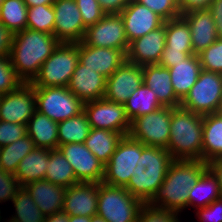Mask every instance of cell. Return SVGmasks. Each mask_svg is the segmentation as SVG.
Here are the masks:
<instances>
[{
	"label": "cell",
	"instance_id": "cell-1",
	"mask_svg": "<svg viewBox=\"0 0 222 222\" xmlns=\"http://www.w3.org/2000/svg\"><path fill=\"white\" fill-rule=\"evenodd\" d=\"M207 169L208 164L202 160H173L148 204L181 214L188 209L190 189Z\"/></svg>",
	"mask_w": 222,
	"mask_h": 222
},
{
	"label": "cell",
	"instance_id": "cell-2",
	"mask_svg": "<svg viewBox=\"0 0 222 222\" xmlns=\"http://www.w3.org/2000/svg\"><path fill=\"white\" fill-rule=\"evenodd\" d=\"M61 42L48 33L24 29L13 34L10 60L17 75L30 83Z\"/></svg>",
	"mask_w": 222,
	"mask_h": 222
},
{
	"label": "cell",
	"instance_id": "cell-3",
	"mask_svg": "<svg viewBox=\"0 0 222 222\" xmlns=\"http://www.w3.org/2000/svg\"><path fill=\"white\" fill-rule=\"evenodd\" d=\"M203 115L173 107L166 148L173 160H202Z\"/></svg>",
	"mask_w": 222,
	"mask_h": 222
},
{
	"label": "cell",
	"instance_id": "cell-4",
	"mask_svg": "<svg viewBox=\"0 0 222 222\" xmlns=\"http://www.w3.org/2000/svg\"><path fill=\"white\" fill-rule=\"evenodd\" d=\"M172 161L166 148L146 146L125 188L135 198L148 203L163 183Z\"/></svg>",
	"mask_w": 222,
	"mask_h": 222
},
{
	"label": "cell",
	"instance_id": "cell-5",
	"mask_svg": "<svg viewBox=\"0 0 222 222\" xmlns=\"http://www.w3.org/2000/svg\"><path fill=\"white\" fill-rule=\"evenodd\" d=\"M78 63V42H61L30 84L33 87H67Z\"/></svg>",
	"mask_w": 222,
	"mask_h": 222
},
{
	"label": "cell",
	"instance_id": "cell-6",
	"mask_svg": "<svg viewBox=\"0 0 222 222\" xmlns=\"http://www.w3.org/2000/svg\"><path fill=\"white\" fill-rule=\"evenodd\" d=\"M143 204L125 187L98 183L96 215L107 222H136Z\"/></svg>",
	"mask_w": 222,
	"mask_h": 222
},
{
	"label": "cell",
	"instance_id": "cell-7",
	"mask_svg": "<svg viewBox=\"0 0 222 222\" xmlns=\"http://www.w3.org/2000/svg\"><path fill=\"white\" fill-rule=\"evenodd\" d=\"M222 101V74L201 70L181 107L199 115L218 113Z\"/></svg>",
	"mask_w": 222,
	"mask_h": 222
},
{
	"label": "cell",
	"instance_id": "cell-8",
	"mask_svg": "<svg viewBox=\"0 0 222 222\" xmlns=\"http://www.w3.org/2000/svg\"><path fill=\"white\" fill-rule=\"evenodd\" d=\"M145 147L143 143L130 135L123 136L116 151L104 166L102 182L112 186L126 187Z\"/></svg>",
	"mask_w": 222,
	"mask_h": 222
},
{
	"label": "cell",
	"instance_id": "cell-9",
	"mask_svg": "<svg viewBox=\"0 0 222 222\" xmlns=\"http://www.w3.org/2000/svg\"><path fill=\"white\" fill-rule=\"evenodd\" d=\"M36 111L56 123L83 112L84 103L68 87H35Z\"/></svg>",
	"mask_w": 222,
	"mask_h": 222
},
{
	"label": "cell",
	"instance_id": "cell-10",
	"mask_svg": "<svg viewBox=\"0 0 222 222\" xmlns=\"http://www.w3.org/2000/svg\"><path fill=\"white\" fill-rule=\"evenodd\" d=\"M172 107H162L136 118L129 135L145 146L167 148L170 139Z\"/></svg>",
	"mask_w": 222,
	"mask_h": 222
},
{
	"label": "cell",
	"instance_id": "cell-11",
	"mask_svg": "<svg viewBox=\"0 0 222 222\" xmlns=\"http://www.w3.org/2000/svg\"><path fill=\"white\" fill-rule=\"evenodd\" d=\"M83 112L91 128L107 129L123 135L130 133L131 121L127 117L124 104L102 98L84 103Z\"/></svg>",
	"mask_w": 222,
	"mask_h": 222
},
{
	"label": "cell",
	"instance_id": "cell-12",
	"mask_svg": "<svg viewBox=\"0 0 222 222\" xmlns=\"http://www.w3.org/2000/svg\"><path fill=\"white\" fill-rule=\"evenodd\" d=\"M83 42L94 47L128 50L129 42L122 16L105 14L96 24L87 27Z\"/></svg>",
	"mask_w": 222,
	"mask_h": 222
},
{
	"label": "cell",
	"instance_id": "cell-13",
	"mask_svg": "<svg viewBox=\"0 0 222 222\" xmlns=\"http://www.w3.org/2000/svg\"><path fill=\"white\" fill-rule=\"evenodd\" d=\"M36 111L35 87L23 83L18 89L0 96V120L27 125Z\"/></svg>",
	"mask_w": 222,
	"mask_h": 222
},
{
	"label": "cell",
	"instance_id": "cell-14",
	"mask_svg": "<svg viewBox=\"0 0 222 222\" xmlns=\"http://www.w3.org/2000/svg\"><path fill=\"white\" fill-rule=\"evenodd\" d=\"M60 152L72 166L76 180L85 183H100L104 177V166L84 143L60 145Z\"/></svg>",
	"mask_w": 222,
	"mask_h": 222
},
{
	"label": "cell",
	"instance_id": "cell-15",
	"mask_svg": "<svg viewBox=\"0 0 222 222\" xmlns=\"http://www.w3.org/2000/svg\"><path fill=\"white\" fill-rule=\"evenodd\" d=\"M55 14L54 36L60 42L77 43L83 41L87 27L75 0H56L53 3Z\"/></svg>",
	"mask_w": 222,
	"mask_h": 222
},
{
	"label": "cell",
	"instance_id": "cell-16",
	"mask_svg": "<svg viewBox=\"0 0 222 222\" xmlns=\"http://www.w3.org/2000/svg\"><path fill=\"white\" fill-rule=\"evenodd\" d=\"M143 84V66L127 59L106 79L104 98L124 104Z\"/></svg>",
	"mask_w": 222,
	"mask_h": 222
},
{
	"label": "cell",
	"instance_id": "cell-17",
	"mask_svg": "<svg viewBox=\"0 0 222 222\" xmlns=\"http://www.w3.org/2000/svg\"><path fill=\"white\" fill-rule=\"evenodd\" d=\"M128 50L94 47L78 42L79 62L108 78L127 59Z\"/></svg>",
	"mask_w": 222,
	"mask_h": 222
},
{
	"label": "cell",
	"instance_id": "cell-18",
	"mask_svg": "<svg viewBox=\"0 0 222 222\" xmlns=\"http://www.w3.org/2000/svg\"><path fill=\"white\" fill-rule=\"evenodd\" d=\"M165 23L129 43L127 60L136 65L158 64L165 49Z\"/></svg>",
	"mask_w": 222,
	"mask_h": 222
},
{
	"label": "cell",
	"instance_id": "cell-19",
	"mask_svg": "<svg viewBox=\"0 0 222 222\" xmlns=\"http://www.w3.org/2000/svg\"><path fill=\"white\" fill-rule=\"evenodd\" d=\"M120 15L124 21L125 33L129 43L165 23L163 18L135 0H131Z\"/></svg>",
	"mask_w": 222,
	"mask_h": 222
},
{
	"label": "cell",
	"instance_id": "cell-20",
	"mask_svg": "<svg viewBox=\"0 0 222 222\" xmlns=\"http://www.w3.org/2000/svg\"><path fill=\"white\" fill-rule=\"evenodd\" d=\"M98 183L79 182L66 188L63 212L68 216L92 217L97 213Z\"/></svg>",
	"mask_w": 222,
	"mask_h": 222
},
{
	"label": "cell",
	"instance_id": "cell-21",
	"mask_svg": "<svg viewBox=\"0 0 222 222\" xmlns=\"http://www.w3.org/2000/svg\"><path fill=\"white\" fill-rule=\"evenodd\" d=\"M106 79L79 62L67 87L83 103H87L104 98Z\"/></svg>",
	"mask_w": 222,
	"mask_h": 222
},
{
	"label": "cell",
	"instance_id": "cell-22",
	"mask_svg": "<svg viewBox=\"0 0 222 222\" xmlns=\"http://www.w3.org/2000/svg\"><path fill=\"white\" fill-rule=\"evenodd\" d=\"M181 16L189 25L194 55L200 54L218 39L215 22L208 9L189 11Z\"/></svg>",
	"mask_w": 222,
	"mask_h": 222
},
{
	"label": "cell",
	"instance_id": "cell-23",
	"mask_svg": "<svg viewBox=\"0 0 222 222\" xmlns=\"http://www.w3.org/2000/svg\"><path fill=\"white\" fill-rule=\"evenodd\" d=\"M143 83L153 90L163 107L181 106V100L174 93L168 68L159 64L144 65Z\"/></svg>",
	"mask_w": 222,
	"mask_h": 222
},
{
	"label": "cell",
	"instance_id": "cell-24",
	"mask_svg": "<svg viewBox=\"0 0 222 222\" xmlns=\"http://www.w3.org/2000/svg\"><path fill=\"white\" fill-rule=\"evenodd\" d=\"M30 193L35 204L45 215L62 212L66 188L43 179L24 186Z\"/></svg>",
	"mask_w": 222,
	"mask_h": 222
},
{
	"label": "cell",
	"instance_id": "cell-25",
	"mask_svg": "<svg viewBox=\"0 0 222 222\" xmlns=\"http://www.w3.org/2000/svg\"><path fill=\"white\" fill-rule=\"evenodd\" d=\"M175 95L182 101L196 83L202 70L198 55H189L185 60L168 68Z\"/></svg>",
	"mask_w": 222,
	"mask_h": 222
},
{
	"label": "cell",
	"instance_id": "cell-26",
	"mask_svg": "<svg viewBox=\"0 0 222 222\" xmlns=\"http://www.w3.org/2000/svg\"><path fill=\"white\" fill-rule=\"evenodd\" d=\"M49 157L50 149L35 147L21 160L15 172L21 187L45 179Z\"/></svg>",
	"mask_w": 222,
	"mask_h": 222
},
{
	"label": "cell",
	"instance_id": "cell-27",
	"mask_svg": "<svg viewBox=\"0 0 222 222\" xmlns=\"http://www.w3.org/2000/svg\"><path fill=\"white\" fill-rule=\"evenodd\" d=\"M26 130L35 147L58 149V123L48 116L35 111L27 122Z\"/></svg>",
	"mask_w": 222,
	"mask_h": 222
},
{
	"label": "cell",
	"instance_id": "cell-28",
	"mask_svg": "<svg viewBox=\"0 0 222 222\" xmlns=\"http://www.w3.org/2000/svg\"><path fill=\"white\" fill-rule=\"evenodd\" d=\"M219 157H222V115H203L202 161L209 163Z\"/></svg>",
	"mask_w": 222,
	"mask_h": 222
},
{
	"label": "cell",
	"instance_id": "cell-29",
	"mask_svg": "<svg viewBox=\"0 0 222 222\" xmlns=\"http://www.w3.org/2000/svg\"><path fill=\"white\" fill-rule=\"evenodd\" d=\"M123 134L107 129L91 128L84 145L96 156V158L106 165L112 154L116 151L118 143L123 138Z\"/></svg>",
	"mask_w": 222,
	"mask_h": 222
},
{
	"label": "cell",
	"instance_id": "cell-30",
	"mask_svg": "<svg viewBox=\"0 0 222 222\" xmlns=\"http://www.w3.org/2000/svg\"><path fill=\"white\" fill-rule=\"evenodd\" d=\"M222 197L217 177L208 168L189 192L188 208L198 209Z\"/></svg>",
	"mask_w": 222,
	"mask_h": 222
},
{
	"label": "cell",
	"instance_id": "cell-31",
	"mask_svg": "<svg viewBox=\"0 0 222 222\" xmlns=\"http://www.w3.org/2000/svg\"><path fill=\"white\" fill-rule=\"evenodd\" d=\"M162 107L156 94L144 83L124 103L127 117L131 123L136 118L153 113Z\"/></svg>",
	"mask_w": 222,
	"mask_h": 222
},
{
	"label": "cell",
	"instance_id": "cell-32",
	"mask_svg": "<svg viewBox=\"0 0 222 222\" xmlns=\"http://www.w3.org/2000/svg\"><path fill=\"white\" fill-rule=\"evenodd\" d=\"M165 49L193 53L191 32L187 21L182 17L165 21Z\"/></svg>",
	"mask_w": 222,
	"mask_h": 222
},
{
	"label": "cell",
	"instance_id": "cell-33",
	"mask_svg": "<svg viewBox=\"0 0 222 222\" xmlns=\"http://www.w3.org/2000/svg\"><path fill=\"white\" fill-rule=\"evenodd\" d=\"M45 180L65 188L79 183L72 166L59 149L50 150Z\"/></svg>",
	"mask_w": 222,
	"mask_h": 222
},
{
	"label": "cell",
	"instance_id": "cell-34",
	"mask_svg": "<svg viewBox=\"0 0 222 222\" xmlns=\"http://www.w3.org/2000/svg\"><path fill=\"white\" fill-rule=\"evenodd\" d=\"M34 148V142L27 134L11 144L0 147V169L15 174L18 164Z\"/></svg>",
	"mask_w": 222,
	"mask_h": 222
},
{
	"label": "cell",
	"instance_id": "cell-35",
	"mask_svg": "<svg viewBox=\"0 0 222 222\" xmlns=\"http://www.w3.org/2000/svg\"><path fill=\"white\" fill-rule=\"evenodd\" d=\"M90 123L84 112L58 123V143H84L90 132Z\"/></svg>",
	"mask_w": 222,
	"mask_h": 222
},
{
	"label": "cell",
	"instance_id": "cell-36",
	"mask_svg": "<svg viewBox=\"0 0 222 222\" xmlns=\"http://www.w3.org/2000/svg\"><path fill=\"white\" fill-rule=\"evenodd\" d=\"M28 7L24 0H3L0 8V22L12 33L27 28Z\"/></svg>",
	"mask_w": 222,
	"mask_h": 222
},
{
	"label": "cell",
	"instance_id": "cell-37",
	"mask_svg": "<svg viewBox=\"0 0 222 222\" xmlns=\"http://www.w3.org/2000/svg\"><path fill=\"white\" fill-rule=\"evenodd\" d=\"M15 207V213L11 220L16 222H45L46 216L35 204L30 193L25 187H20L11 201Z\"/></svg>",
	"mask_w": 222,
	"mask_h": 222
},
{
	"label": "cell",
	"instance_id": "cell-38",
	"mask_svg": "<svg viewBox=\"0 0 222 222\" xmlns=\"http://www.w3.org/2000/svg\"><path fill=\"white\" fill-rule=\"evenodd\" d=\"M27 16L28 29L54 34L55 14L52 5L28 8Z\"/></svg>",
	"mask_w": 222,
	"mask_h": 222
},
{
	"label": "cell",
	"instance_id": "cell-39",
	"mask_svg": "<svg viewBox=\"0 0 222 222\" xmlns=\"http://www.w3.org/2000/svg\"><path fill=\"white\" fill-rule=\"evenodd\" d=\"M23 80L17 75L9 56H0V96L18 89Z\"/></svg>",
	"mask_w": 222,
	"mask_h": 222
},
{
	"label": "cell",
	"instance_id": "cell-40",
	"mask_svg": "<svg viewBox=\"0 0 222 222\" xmlns=\"http://www.w3.org/2000/svg\"><path fill=\"white\" fill-rule=\"evenodd\" d=\"M201 69L222 74V38L198 54Z\"/></svg>",
	"mask_w": 222,
	"mask_h": 222
},
{
	"label": "cell",
	"instance_id": "cell-41",
	"mask_svg": "<svg viewBox=\"0 0 222 222\" xmlns=\"http://www.w3.org/2000/svg\"><path fill=\"white\" fill-rule=\"evenodd\" d=\"M178 215L177 212L144 203L136 222H181Z\"/></svg>",
	"mask_w": 222,
	"mask_h": 222
},
{
	"label": "cell",
	"instance_id": "cell-42",
	"mask_svg": "<svg viewBox=\"0 0 222 222\" xmlns=\"http://www.w3.org/2000/svg\"><path fill=\"white\" fill-rule=\"evenodd\" d=\"M159 15L165 21L181 16L179 0H135Z\"/></svg>",
	"mask_w": 222,
	"mask_h": 222
},
{
	"label": "cell",
	"instance_id": "cell-43",
	"mask_svg": "<svg viewBox=\"0 0 222 222\" xmlns=\"http://www.w3.org/2000/svg\"><path fill=\"white\" fill-rule=\"evenodd\" d=\"M75 2L86 27L96 24L105 15L97 0H75Z\"/></svg>",
	"mask_w": 222,
	"mask_h": 222
},
{
	"label": "cell",
	"instance_id": "cell-44",
	"mask_svg": "<svg viewBox=\"0 0 222 222\" xmlns=\"http://www.w3.org/2000/svg\"><path fill=\"white\" fill-rule=\"evenodd\" d=\"M26 134V125L0 120V147L11 144Z\"/></svg>",
	"mask_w": 222,
	"mask_h": 222
},
{
	"label": "cell",
	"instance_id": "cell-45",
	"mask_svg": "<svg viewBox=\"0 0 222 222\" xmlns=\"http://www.w3.org/2000/svg\"><path fill=\"white\" fill-rule=\"evenodd\" d=\"M20 187L15 174L0 169V203L12 201Z\"/></svg>",
	"mask_w": 222,
	"mask_h": 222
},
{
	"label": "cell",
	"instance_id": "cell-46",
	"mask_svg": "<svg viewBox=\"0 0 222 222\" xmlns=\"http://www.w3.org/2000/svg\"><path fill=\"white\" fill-rule=\"evenodd\" d=\"M200 222H222V197L195 211Z\"/></svg>",
	"mask_w": 222,
	"mask_h": 222
},
{
	"label": "cell",
	"instance_id": "cell-47",
	"mask_svg": "<svg viewBox=\"0 0 222 222\" xmlns=\"http://www.w3.org/2000/svg\"><path fill=\"white\" fill-rule=\"evenodd\" d=\"M192 54L194 53H185L182 51H163L158 64L165 68H170L174 66V63L185 60L189 55Z\"/></svg>",
	"mask_w": 222,
	"mask_h": 222
},
{
	"label": "cell",
	"instance_id": "cell-48",
	"mask_svg": "<svg viewBox=\"0 0 222 222\" xmlns=\"http://www.w3.org/2000/svg\"><path fill=\"white\" fill-rule=\"evenodd\" d=\"M105 14H120L131 0H97Z\"/></svg>",
	"mask_w": 222,
	"mask_h": 222
},
{
	"label": "cell",
	"instance_id": "cell-49",
	"mask_svg": "<svg viewBox=\"0 0 222 222\" xmlns=\"http://www.w3.org/2000/svg\"><path fill=\"white\" fill-rule=\"evenodd\" d=\"M212 0H179V11L182 14L193 10L209 9Z\"/></svg>",
	"mask_w": 222,
	"mask_h": 222
},
{
	"label": "cell",
	"instance_id": "cell-50",
	"mask_svg": "<svg viewBox=\"0 0 222 222\" xmlns=\"http://www.w3.org/2000/svg\"><path fill=\"white\" fill-rule=\"evenodd\" d=\"M215 22L218 38H222V0H212L208 9Z\"/></svg>",
	"mask_w": 222,
	"mask_h": 222
},
{
	"label": "cell",
	"instance_id": "cell-51",
	"mask_svg": "<svg viewBox=\"0 0 222 222\" xmlns=\"http://www.w3.org/2000/svg\"><path fill=\"white\" fill-rule=\"evenodd\" d=\"M13 34L0 22V56H10Z\"/></svg>",
	"mask_w": 222,
	"mask_h": 222
},
{
	"label": "cell",
	"instance_id": "cell-52",
	"mask_svg": "<svg viewBox=\"0 0 222 222\" xmlns=\"http://www.w3.org/2000/svg\"><path fill=\"white\" fill-rule=\"evenodd\" d=\"M207 164H208V168L217 177L220 190L222 193V157L216 158Z\"/></svg>",
	"mask_w": 222,
	"mask_h": 222
},
{
	"label": "cell",
	"instance_id": "cell-53",
	"mask_svg": "<svg viewBox=\"0 0 222 222\" xmlns=\"http://www.w3.org/2000/svg\"><path fill=\"white\" fill-rule=\"evenodd\" d=\"M69 216L62 212H58L53 215L46 216L45 222H68Z\"/></svg>",
	"mask_w": 222,
	"mask_h": 222
},
{
	"label": "cell",
	"instance_id": "cell-54",
	"mask_svg": "<svg viewBox=\"0 0 222 222\" xmlns=\"http://www.w3.org/2000/svg\"><path fill=\"white\" fill-rule=\"evenodd\" d=\"M56 0H24V3L28 8L36 7L40 5H53Z\"/></svg>",
	"mask_w": 222,
	"mask_h": 222
},
{
	"label": "cell",
	"instance_id": "cell-55",
	"mask_svg": "<svg viewBox=\"0 0 222 222\" xmlns=\"http://www.w3.org/2000/svg\"><path fill=\"white\" fill-rule=\"evenodd\" d=\"M68 222H90V217L86 216H69Z\"/></svg>",
	"mask_w": 222,
	"mask_h": 222
},
{
	"label": "cell",
	"instance_id": "cell-56",
	"mask_svg": "<svg viewBox=\"0 0 222 222\" xmlns=\"http://www.w3.org/2000/svg\"><path fill=\"white\" fill-rule=\"evenodd\" d=\"M90 222H107L105 219H103L102 217L95 215L90 217Z\"/></svg>",
	"mask_w": 222,
	"mask_h": 222
},
{
	"label": "cell",
	"instance_id": "cell-57",
	"mask_svg": "<svg viewBox=\"0 0 222 222\" xmlns=\"http://www.w3.org/2000/svg\"><path fill=\"white\" fill-rule=\"evenodd\" d=\"M1 219H2V217H1V212H0V222H1ZM4 222H16V221H14V220H11V219H8L7 221H5L4 219H2Z\"/></svg>",
	"mask_w": 222,
	"mask_h": 222
},
{
	"label": "cell",
	"instance_id": "cell-58",
	"mask_svg": "<svg viewBox=\"0 0 222 222\" xmlns=\"http://www.w3.org/2000/svg\"><path fill=\"white\" fill-rule=\"evenodd\" d=\"M218 113H219L220 115H222V101H221V105H220V108H219Z\"/></svg>",
	"mask_w": 222,
	"mask_h": 222
}]
</instances>
